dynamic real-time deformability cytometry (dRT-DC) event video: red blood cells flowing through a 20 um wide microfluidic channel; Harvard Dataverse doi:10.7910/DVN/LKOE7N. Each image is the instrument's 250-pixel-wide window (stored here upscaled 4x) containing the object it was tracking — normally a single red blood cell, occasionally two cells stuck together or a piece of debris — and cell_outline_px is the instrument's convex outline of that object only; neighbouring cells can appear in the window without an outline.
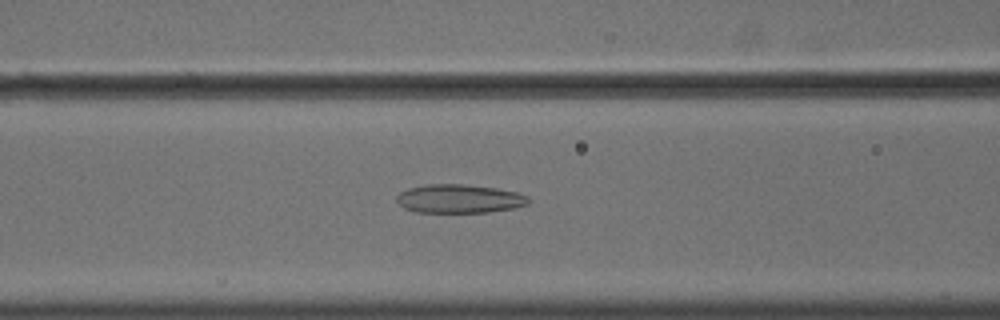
{"species": "common noctule bat (a hibernating species)", "species_latin": "Nyctalus noctula", "temperature_condition": "cold", "stored_images_in_passage": 43, "camera_frame_rate_fps": 3000, "um_per_image_px": 0.085, "animal": {"sex": "male", "body_mass_g": 18.8}, "frame": {"image": 1, "passage_image": 11, "time_ms": 3.333, "image_size_px": [1000, 320], "cell_outline_px": [[528, 204], [512, 208], [488, 212], [416, 212], [404, 208], [396, 200], [396, 196], [400, 192], [408, 188], [428, 184], [464, 184], [496, 188], [516, 192], [528, 196]], "centroid_in_image_um": [39.01, 16.89], "position_along_channel_um": 127.6, "area_um2": 21.91}}
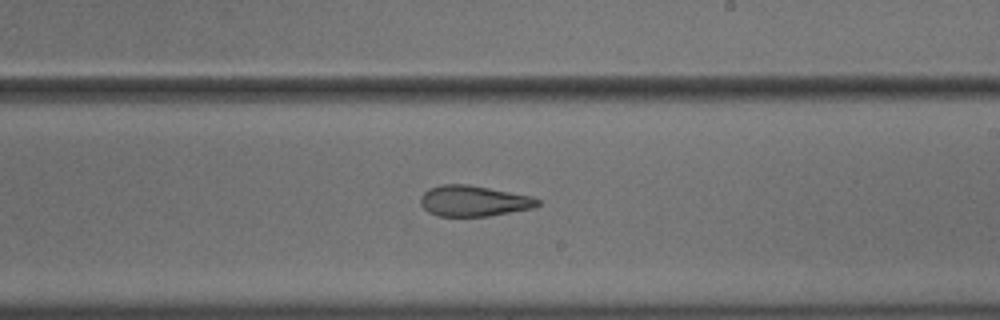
{"frame": {"image": 2, "passage_image": 21, "time_ms": 6.667, "image_size_px": [1000, 320], "cell_outline_px": [[540, 204], [536, 208], [488, 216], [436, 216], [428, 212], [420, 204], [420, 196], [428, 188], [440, 184], [468, 184], [532, 196], [540, 200]], "centroid_in_image_um": [40.25, 17.08], "position_along_channel_um": 248.7, "area_um2": 21.27}}
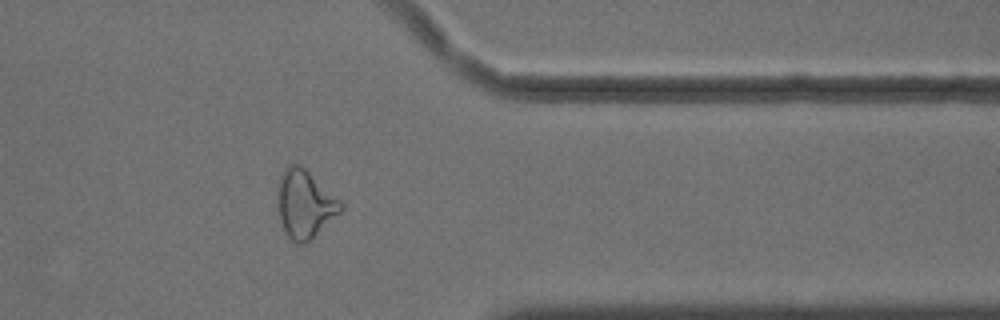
{"frame": {"image": 3, "passage_image": 33, "time_ms": 10.667, "image_size_px": [1000, 320], "cell_outline_px": [[344, 208], [312, 240], [304, 244], [296, 244], [284, 232], [280, 220], [280, 176], [284, 168], [288, 164], [300, 164], [340, 200], [344, 204]], "centroid_in_image_um": [25.95, 17.38], "position_along_channel_um": 385.5, "area_um2": 24.62}, "authors_computed_cell_mechanics": {"area_um2": 22.9466, "velocity_mm_per_s": 3.6273, "shape_relaxation_time_tau1_ms": null, "shape_relaxation_time_tau2_ms": 3.2175, "deformation_change_tau1": null, "deformation_change_tau2": 0.1341}}